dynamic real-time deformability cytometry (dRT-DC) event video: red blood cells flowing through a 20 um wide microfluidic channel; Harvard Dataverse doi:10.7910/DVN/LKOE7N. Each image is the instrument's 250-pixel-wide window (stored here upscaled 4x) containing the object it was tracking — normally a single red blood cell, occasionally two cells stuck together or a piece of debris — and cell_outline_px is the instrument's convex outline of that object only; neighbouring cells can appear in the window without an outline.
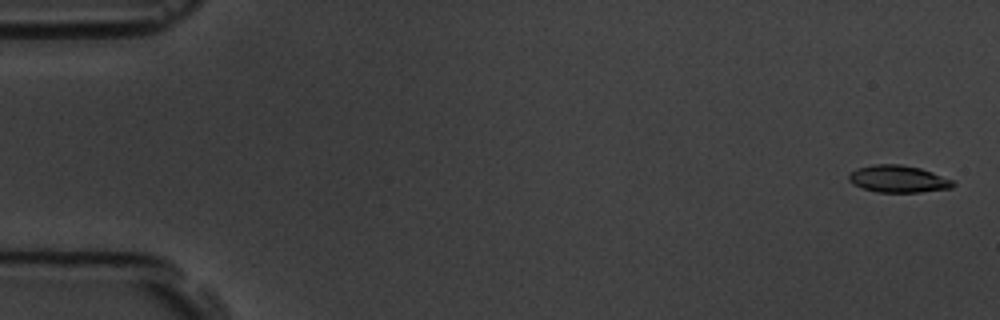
{"species": "common noctule bat (a hibernating species)", "species_latin": "Nyctalus noctula", "temperature_condition": "room temperature", "stored_images_in_passage": 5, "camera_frame_rate_fps": 3000, "um_per_image_px": 0.085, "animal": {"sex": "male", "body_mass_g": 19.5, "forearm_length_mm": 54.6}, "frame": {"image": 1, "passage_image": 1, "time_ms": 0.0, "image_size_px": [1000, 320], "cell_outline_px": [[956, 184], [952, 188], [920, 192], [876, 192], [852, 184], [848, 180], [848, 176], [856, 168], [872, 164], [900, 164], [920, 168], [932, 172], [952, 180]], "centroid_in_image_um": [76.34, 15.21], "position_along_channel_um": 8.7, "area_um2": 16.47}}
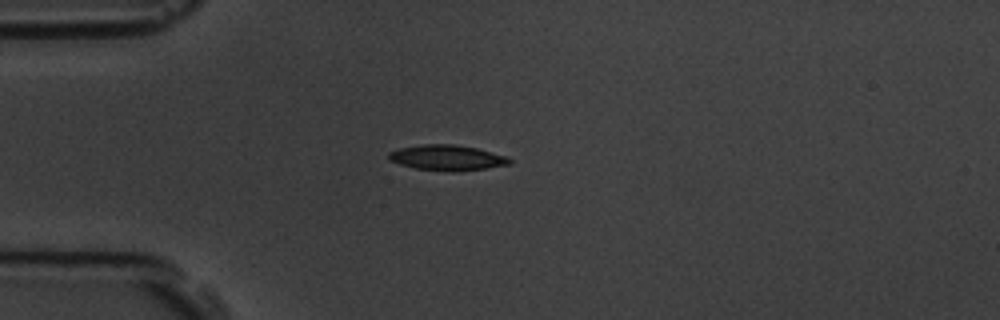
{"frame": {"image": 2, "passage_image": 5, "time_ms": 4.333, "image_size_px": [1000, 320], "cell_outline_px": [[512, 164], [456, 172], [452, 172], [416, 168], [400, 164], [388, 160], [388, 152], [400, 148], [424, 144], [456, 144], [476, 148], [504, 156], [512, 160]], "centroid_in_image_um": [37.98, 13.4], "position_along_channel_um": 47.0, "area_um2": 17.8}}